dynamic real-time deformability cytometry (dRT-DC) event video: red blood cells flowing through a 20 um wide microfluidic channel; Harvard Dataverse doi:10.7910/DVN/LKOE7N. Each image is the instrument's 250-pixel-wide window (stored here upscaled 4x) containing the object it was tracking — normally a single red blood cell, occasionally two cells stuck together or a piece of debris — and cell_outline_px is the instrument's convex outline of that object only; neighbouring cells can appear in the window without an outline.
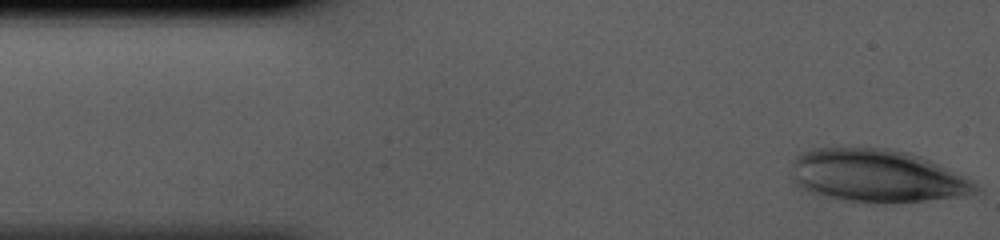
{"species": "human", "species_latin": "Homo sapiens", "temperature_condition": "cold", "stored_images_in_passage": 37, "camera_frame_rate_fps": 3000, "um_per_image_px": 0.085, "donor": {"sex": "male"}, "frame": {"image": 1, "passage_image": 1, "time_ms": 0.0, "image_size_px": [1000, 240], "cell_outline_px": [[980, 188], [976, 192], [964, 196], [928, 200], [876, 204], [844, 200], [816, 196], [792, 184], [792, 160], [800, 152], [816, 148], [892, 148], [908, 152], [920, 156], [976, 184]], "centroid_in_image_um": [74.41, 14.97], "position_along_channel_um": 10.6, "area_um2": 56.93}}
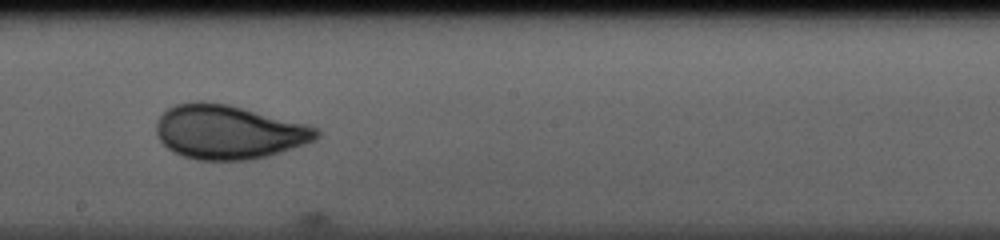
{"frame": {"image": 2, "passage_image": 22, "time_ms": 7.0, "image_size_px": [1000, 240], "cell_outline_px": [[320, 136], [316, 140], [268, 156], [248, 160], [196, 160], [172, 152], [160, 140], [156, 132], [156, 120], [168, 108], [176, 104], [196, 100], [204, 100], [228, 104], [308, 124], [316, 128], [320, 132]], "centroid_in_image_um": [19.42, 11.21], "position_along_channel_um": 228.8, "area_um2": 50.75}}
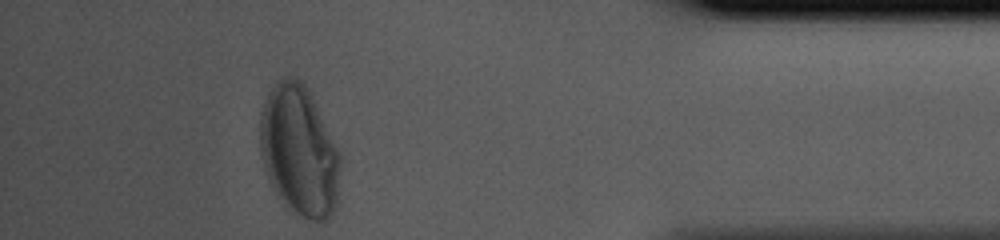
{"frame": {"image": 3, "passage_image": 37, "time_ms": 12.0, "image_size_px": [1000, 240], "cell_outline_px": [[340, 172], [336, 208], [328, 220], [320, 224], [292, 212], [280, 200], [268, 180], [260, 148], [260, 112], [264, 100], [268, 92], [276, 80], [284, 76], [292, 76], [300, 80], [308, 88], [340, 148]], "centroid_in_image_um": [25.45, 12.82], "position_along_channel_um": 409.7, "area_um2": 62.25}}